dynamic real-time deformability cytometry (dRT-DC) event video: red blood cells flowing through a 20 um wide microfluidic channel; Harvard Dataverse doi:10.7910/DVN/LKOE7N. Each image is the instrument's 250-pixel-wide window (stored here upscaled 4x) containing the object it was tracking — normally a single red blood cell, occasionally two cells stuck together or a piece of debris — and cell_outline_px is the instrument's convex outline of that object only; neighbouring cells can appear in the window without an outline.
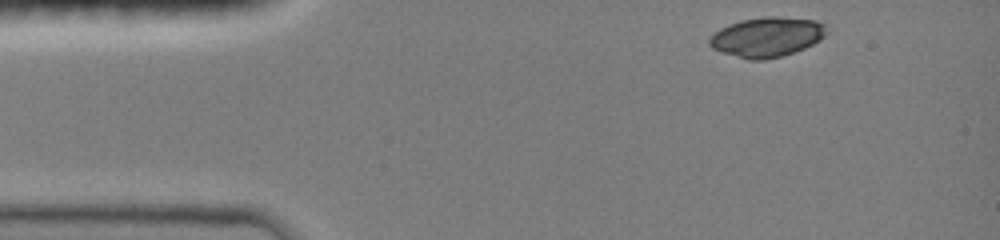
{"species": "common noctule bat (a hibernating species)", "species_latin": "Nyctalus noctula", "temperature_condition": "room temperature", "stored_images_in_passage": 5, "camera_frame_rate_fps": 3000, "um_per_image_px": 0.085, "animal": {"sex": "female", "body_mass_g": 19.0, "forearm_length_mm": 51.5}, "frame": {"image": 1, "passage_image": 1, "time_ms": 0.0, "image_size_px": [1000, 240], "cell_outline_px": [[828, 32], [820, 40], [804, 48], [780, 56], [764, 60], [748, 60], [712, 48], [708, 44], [708, 40], [720, 28], [728, 24], [740, 20], [764, 16], [772, 16], [816, 20], [824, 24], [828, 28]], "centroid_in_image_um": [65.2, 3.13], "position_along_channel_um": 19.8, "area_um2": 27.05}}
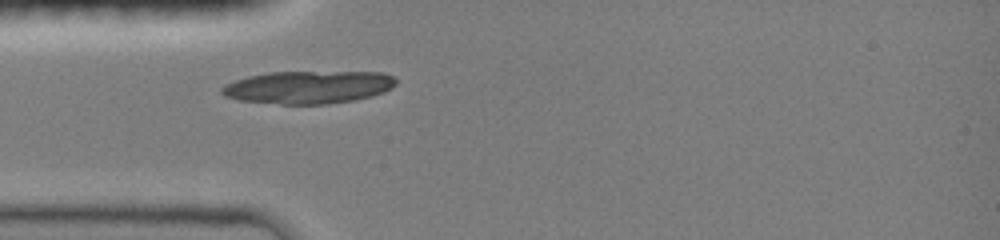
{"frame": {"image": 2, "passage_image": 5, "time_ms": 2.667, "image_size_px": [1000, 240], "cell_outline_px": [[396, 84], [392, 88], [384, 92], [352, 100], [328, 104], [280, 104], [240, 100], [224, 96], [220, 92], [220, 88], [224, 84], [248, 76], [268, 72], [384, 72], [392, 76], [396, 80]], "centroid_in_image_um": [26.18, 7.4], "position_along_channel_um": 58.8, "area_um2": 33.23}}